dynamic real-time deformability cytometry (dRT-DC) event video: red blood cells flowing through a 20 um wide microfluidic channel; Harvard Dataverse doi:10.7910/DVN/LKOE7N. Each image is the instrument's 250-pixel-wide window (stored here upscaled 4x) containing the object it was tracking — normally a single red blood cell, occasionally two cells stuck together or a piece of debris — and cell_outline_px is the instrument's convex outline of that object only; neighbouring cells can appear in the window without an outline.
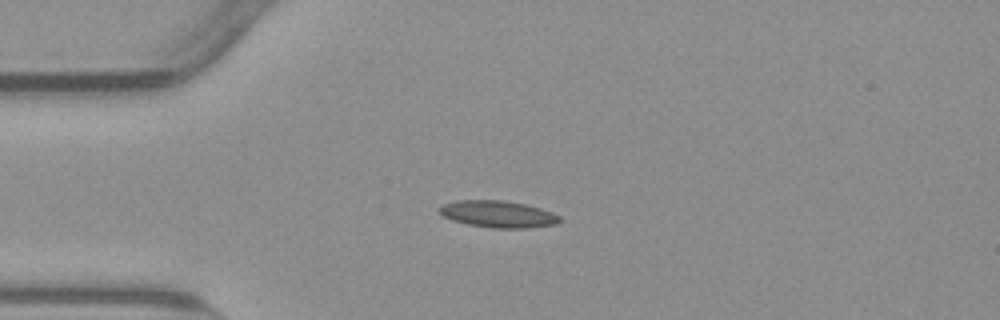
{"species": "common noctule bat (a hibernating species)", "species_latin": "Nyctalus noctula", "temperature_condition": "warm", "stored_images_in_passage": 41, "camera_frame_rate_fps": 3000, "um_per_image_px": 0.085, "animal": {"sex": "male", "body_mass_g": 23.1, "forearm_length_mm": 52.7}, "frame": {"image": 1, "passage_image": 1, "time_ms": 0.0, "image_size_px": [1000, 320], "cell_outline_px": [[560, 220], [556, 224], [528, 228], [492, 228], [468, 224], [452, 220], [444, 216], [440, 212], [440, 208], [444, 204], [460, 200], [504, 200], [524, 204], [540, 208], [552, 212], [560, 216]], "centroid_in_image_um": [42.36, 18.2], "position_along_channel_um": 42.6, "area_um2": 18.61}}
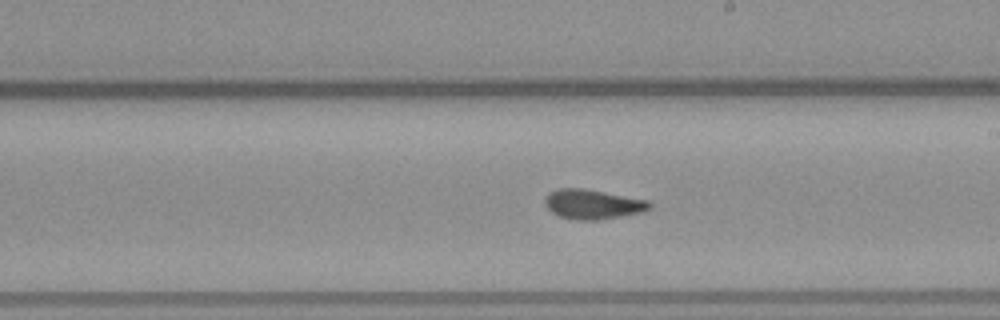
{"frame": {"image": 2, "passage_image": 18, "time_ms": 5.667, "image_size_px": [1000, 320], "cell_outline_px": [[652, 208], [644, 212], [596, 220], [576, 220], [560, 216], [552, 212], [544, 204], [544, 196], [548, 192], [556, 188], [584, 188], [648, 200], [652, 204]], "centroid_in_image_um": [50.37, 17.35], "position_along_channel_um": 238.6, "area_um2": 18.26}}
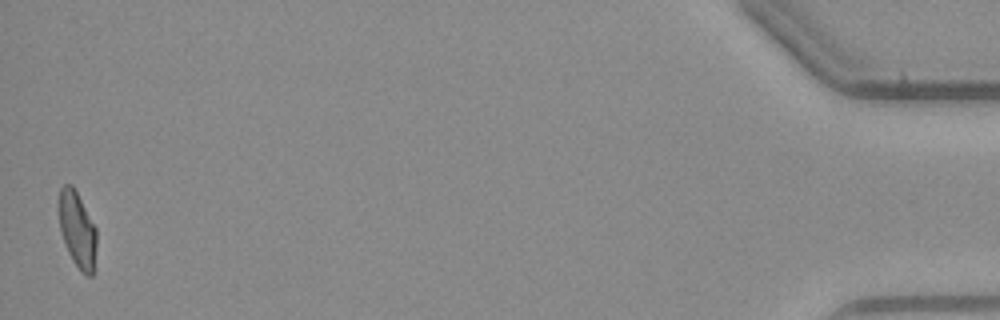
{"frame": {"image": 3, "passage_image": 41, "time_ms": 13.333, "image_size_px": [1000, 320], "cell_outline_px": [[96, 244], [92, 276], [88, 276], [80, 272], [72, 260], [64, 244], [60, 228], [60, 188], [64, 184], [72, 184], [96, 228]], "centroid_in_image_um": [6.57, 19.56], "position_along_channel_um": 428.6, "area_um2": 16.36}, "authors_computed_cell_mechanics": {"area_um2": 17.4556, "velocity_mm_per_s": 3.8233, "shape_relaxation_time_tau1_ms": null, "shape_relaxation_time_tau2_ms": 2.085, "deformation_change_tau1": null, "deformation_change_tau2": 0.0753}}